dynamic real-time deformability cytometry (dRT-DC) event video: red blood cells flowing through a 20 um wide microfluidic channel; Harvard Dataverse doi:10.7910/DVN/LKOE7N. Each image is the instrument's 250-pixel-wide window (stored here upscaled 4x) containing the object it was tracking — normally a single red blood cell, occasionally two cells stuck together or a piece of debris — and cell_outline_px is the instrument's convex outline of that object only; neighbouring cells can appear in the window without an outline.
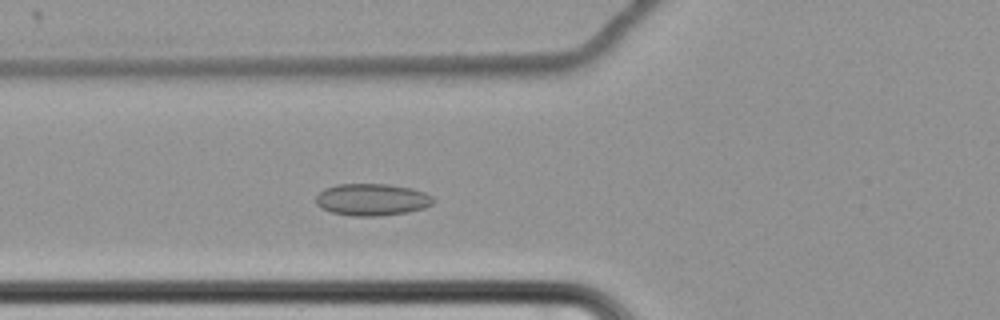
{"species": "common noctule bat (a hibernating species)", "species_latin": "Nyctalus noctula", "temperature_condition": "cold", "stored_images_in_passage": 58, "camera_frame_rate_fps": 3000, "um_per_image_px": 0.085, "animal": {"sex": "female", "body_mass_g": 22.7, "forearm_length_mm": 54.2}, "frame": {"image": 1, "passage_image": 21, "time_ms": 6.667, "image_size_px": [1000, 320], "cell_outline_px": [[436, 200], [432, 204], [424, 208], [408, 212], [380, 216], [352, 216], [332, 212], [320, 208], [316, 204], [316, 196], [324, 188], [336, 184], [388, 184], [412, 188], [424, 192], [432, 196]], "centroid_in_image_um": [31.62, 16.96], "position_along_channel_um": 94.2, "area_um2": 22.08}}
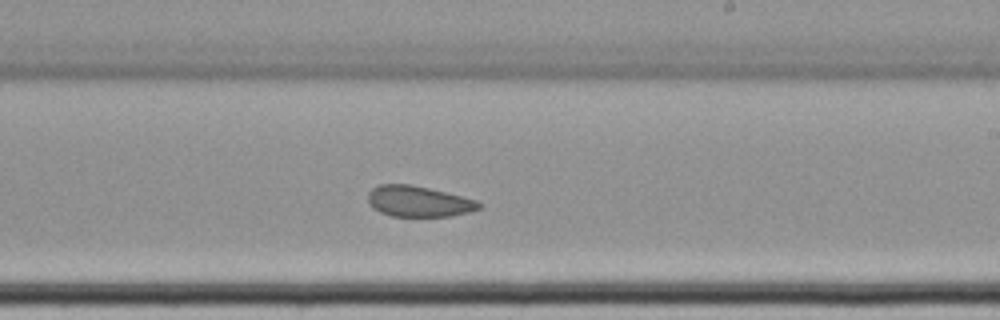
{"frame": {"image": 2, "passage_image": 35, "time_ms": 11.333, "image_size_px": [1000, 320], "cell_outline_px": [[484, 204], [480, 208], [472, 212], [448, 216], [392, 216], [380, 212], [372, 208], [368, 200], [368, 192], [372, 188], [380, 184], [412, 184], [476, 200]], "centroid_in_image_um": [35.57, 17.12], "position_along_channel_um": 253.4, "area_um2": 19.94}}
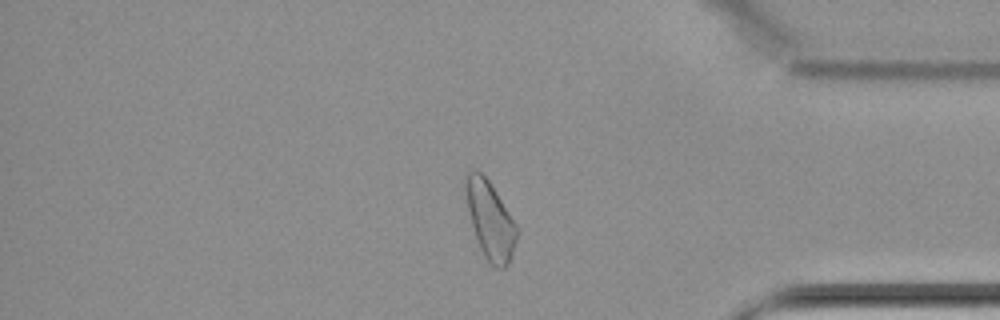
{"frame": {"image": 3, "passage_image": 49, "time_ms": 16.0, "image_size_px": [1000, 320], "cell_outline_px": [[516, 240], [512, 256], [508, 264], [504, 268], [496, 268], [484, 256], [480, 248], [472, 224], [468, 208], [464, 188], [464, 172], [472, 168], [476, 168], [488, 180], [496, 192], [516, 224]], "centroid_in_image_um": [41.63, 18.65], "position_along_channel_um": 393.6, "area_um2": 22.89}, "authors_computed_cell_mechanics": {"area_um2": 22.2241, "velocity_mm_per_s": 3.416, "shape_relaxation_time_tau1_ms": null, "shape_relaxation_time_tau2_ms": 2.5719, "deformation_change_tau1": null, "deformation_change_tau2": 0.0786}}